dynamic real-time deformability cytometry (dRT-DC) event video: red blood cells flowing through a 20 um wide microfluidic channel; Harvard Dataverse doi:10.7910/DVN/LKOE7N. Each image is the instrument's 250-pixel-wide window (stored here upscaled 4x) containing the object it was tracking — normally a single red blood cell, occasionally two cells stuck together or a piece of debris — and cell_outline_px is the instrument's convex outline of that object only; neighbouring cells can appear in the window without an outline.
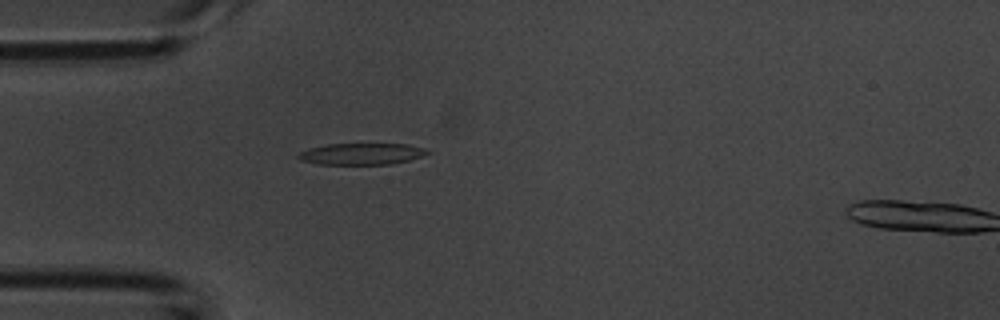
{"species": "common noctule bat (a hibernating species)", "species_latin": "Nyctalus noctula", "temperature_condition": "room temperature", "stored_images_in_passage": 42, "camera_frame_rate_fps": 3000, "um_per_image_px": 0.085, "animal": {"sex": "male", "body_mass_g": 20.1, "forearm_length_mm": 53.5}, "frame": {"image": 1, "passage_image": 3, "time_ms": 0.667, "image_size_px": [1000, 320], "cell_outline_px": [[432, 152], [408, 160], [392, 164], [320, 164], [300, 160], [296, 156], [296, 152], [308, 148], [328, 144], [408, 144], [424, 148]], "centroid_in_image_um": [30.68, 13.07], "position_along_channel_um": 54.3, "area_um2": 16.18}}
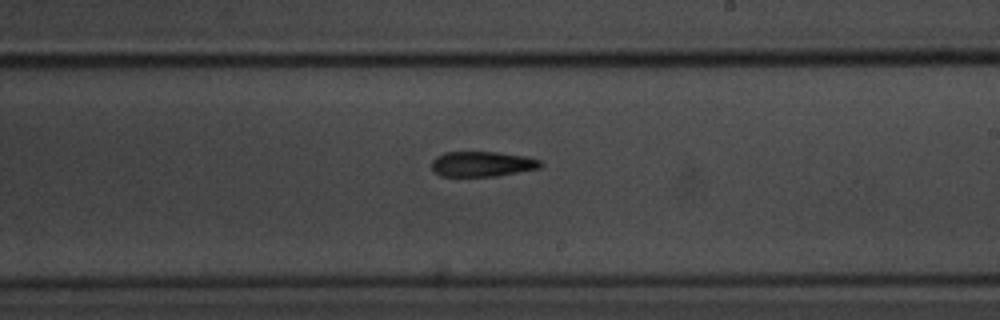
{"frame": {"image": 2, "passage_image": 19, "time_ms": 6.0, "image_size_px": [1000, 320], "cell_outline_px": [[544, 164], [540, 168], [496, 176], [440, 176], [432, 168], [432, 160], [436, 156], [444, 152], [496, 152], [528, 156], [540, 160]], "centroid_in_image_um": [41.01, 13.93], "position_along_channel_um": 248.0, "area_um2": 16.07}}
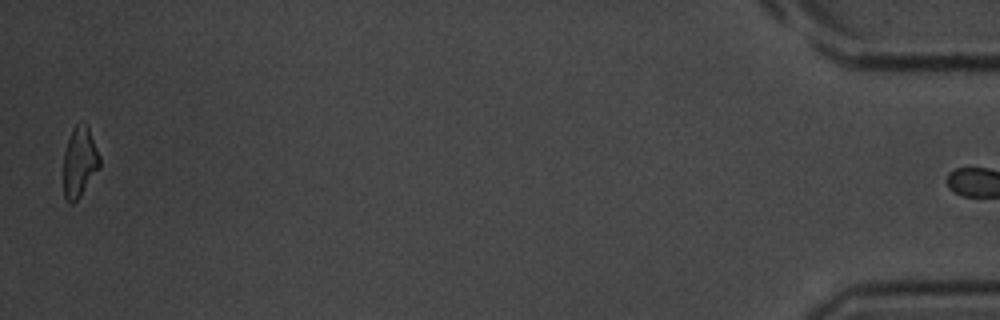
{"frame": {"image": 3, "passage_image": 41, "time_ms": 13.333, "image_size_px": [1000, 320], "cell_outline_px": [[100, 168], [80, 196], [72, 204], [68, 204], [64, 196], [64, 152], [72, 128], [80, 120], [84, 120], [88, 128], [100, 156]], "centroid_in_image_um": [6.76, 13.76], "position_along_channel_um": 428.4, "area_um2": 14.91}, "authors_computed_cell_mechanics": {"area_um2": 16.3285, "velocity_mm_per_s": 3.7393, "shape_relaxation_time_tau1_ms": 3.8752, "shape_relaxation_time_tau2_ms": null, "deformation_change_tau1": 0.1508, "deformation_change_tau2": null}}